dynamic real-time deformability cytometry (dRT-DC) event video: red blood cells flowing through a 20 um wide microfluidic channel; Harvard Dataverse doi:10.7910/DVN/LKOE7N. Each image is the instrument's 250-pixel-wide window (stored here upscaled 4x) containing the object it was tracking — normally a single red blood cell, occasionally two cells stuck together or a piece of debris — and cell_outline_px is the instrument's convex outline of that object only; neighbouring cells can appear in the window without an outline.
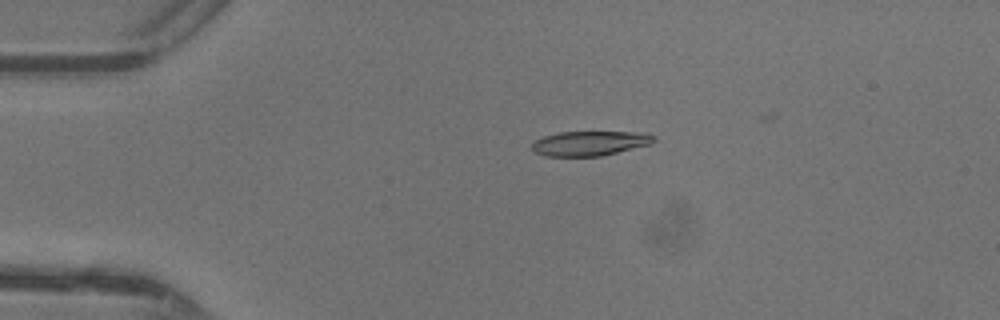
{"species": "common noctule bat (a hibernating species)", "species_latin": "Nyctalus noctula", "temperature_condition": "warm", "stored_images_in_passage": 45, "camera_frame_rate_fps": 3000, "um_per_image_px": 0.085, "animal": {"sex": "female"}, "frame": {"image": 1, "passage_image": 8, "time_ms": 2.333, "image_size_px": [1000, 320], "cell_outline_px": [[656, 140], [652, 144], [600, 156], [548, 156], [536, 152], [532, 148], [532, 144], [536, 140], [544, 136], [560, 132], [632, 132], [656, 136]], "centroid_in_image_um": [50.15, 12.18], "position_along_channel_um": 34.8, "area_um2": 17.28}}
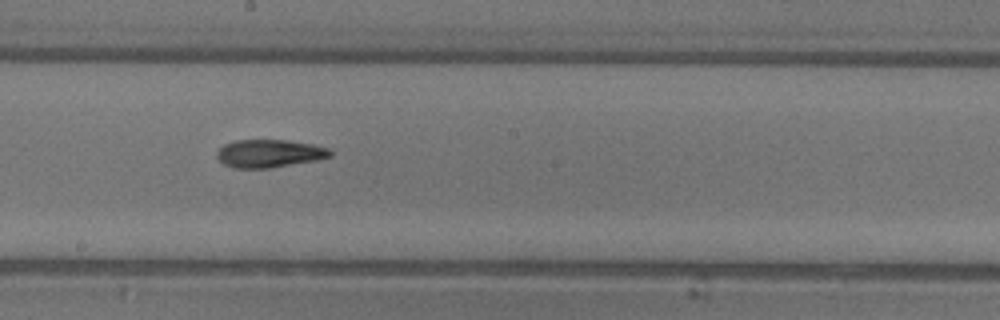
{"frame": {"image": 2, "passage_image": 24, "time_ms": 7.667, "image_size_px": [1000, 320], "cell_outline_px": [[332, 156], [316, 160], [272, 168], [232, 168], [224, 164], [216, 156], [216, 152], [224, 144], [236, 140], [288, 140], [312, 144], [328, 148], [332, 152]], "centroid_in_image_um": [22.88, 13.05], "position_along_channel_um": 225.3, "area_um2": 18.5}}
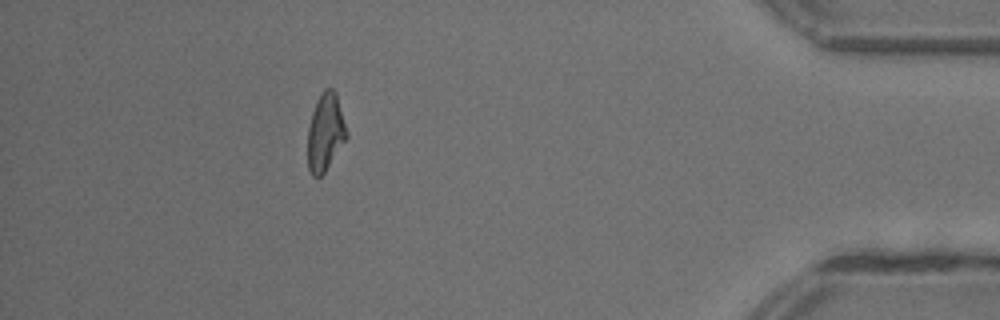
{"frame": {"image": 3, "passage_image": 40, "time_ms": 13.0, "image_size_px": [1000, 320], "cell_outline_px": [[348, 136], [324, 172], [320, 176], [312, 176], [308, 168], [308, 128], [312, 112], [316, 100], [320, 92], [324, 88], [332, 88], [336, 92], [348, 132]], "centroid_in_image_um": [27.65, 11.19], "position_along_channel_um": 407.5, "area_um2": 17.57}, "authors_computed_cell_mechanics": {"area_um2": 18.1492, "velocity_mm_per_s": 4.4086, "shape_relaxation_time_tau1_ms": null, "shape_relaxation_time_tau2_ms": 4.9772, "deformation_change_tau1": null, "deformation_change_tau2": 0.1531}}